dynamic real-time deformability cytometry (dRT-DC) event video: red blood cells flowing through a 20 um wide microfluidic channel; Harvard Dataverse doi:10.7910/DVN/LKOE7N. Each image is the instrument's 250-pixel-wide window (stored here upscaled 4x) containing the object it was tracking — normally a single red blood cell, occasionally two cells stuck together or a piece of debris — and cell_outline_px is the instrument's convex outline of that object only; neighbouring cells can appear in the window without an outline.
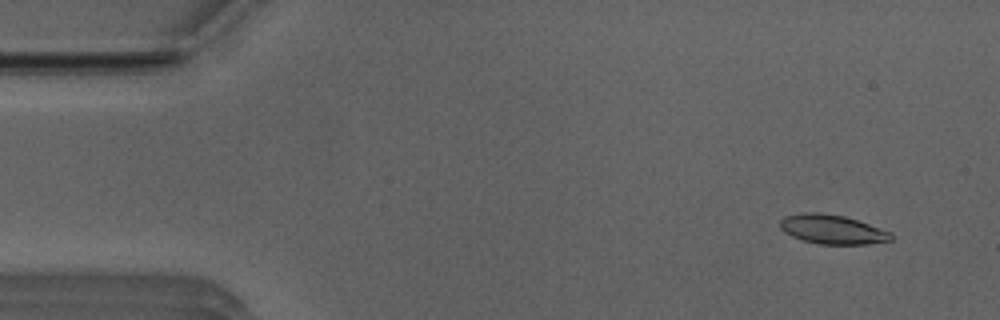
{"species": "Egyptian fruit bat (a non-hibernating species)", "species_latin": "Rousettus aegyptiacus", "temperature_condition": "room temperature", "stored_images_in_passage": 52, "camera_frame_rate_fps": 3000, "um_per_image_px": 0.085, "animal": {"sex": "male"}, "frame": {"image": 1, "passage_image": 4, "time_ms": 1.0, "image_size_px": [1000, 320], "cell_outline_px": [[892, 240], [868, 244], [816, 244], [800, 240], [784, 232], [780, 228], [780, 220], [784, 216], [804, 212], [820, 212], [844, 216], [892, 232]], "centroid_in_image_um": [70.71, 19.5], "position_along_channel_um": 14.3, "area_um2": 19.02}}
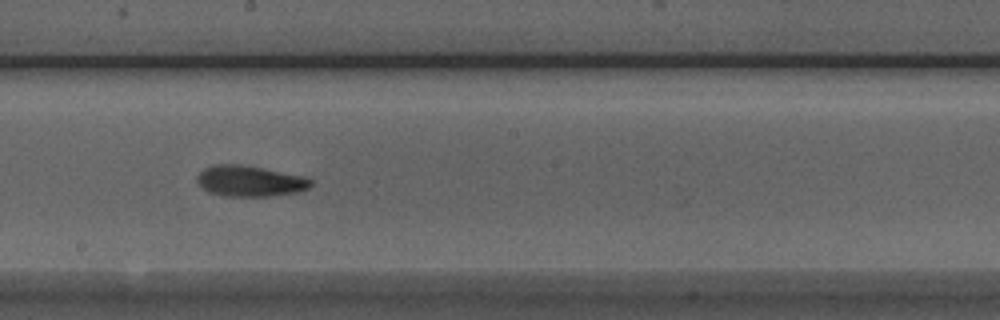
{"frame": {"image": 2, "passage_image": 28, "time_ms": 9.0, "image_size_px": [1000, 320], "cell_outline_px": [[312, 184], [308, 188], [296, 192], [268, 196], [220, 196], [208, 192], [196, 180], [196, 176], [204, 168], [212, 164], [240, 164], [304, 176], [312, 180]], "centroid_in_image_um": [21.2, 15.38], "position_along_channel_um": 227.0, "area_um2": 20.4}}
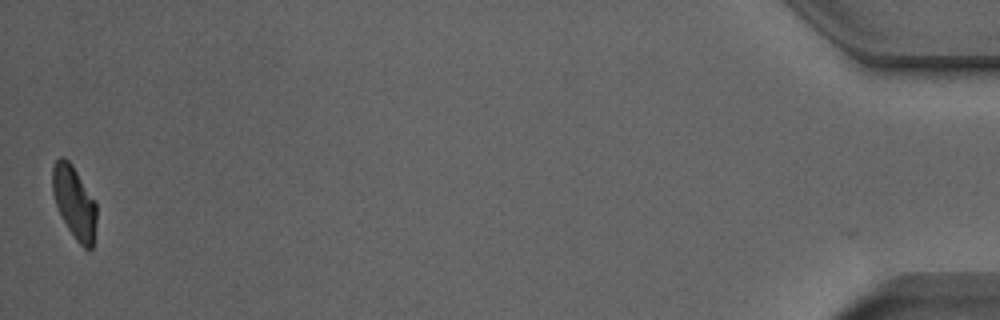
{"frame": {"image": 3, "passage_image": 51, "time_ms": 16.667, "image_size_px": [1000, 320], "cell_outline_px": [[96, 220], [92, 248], [88, 252], [76, 240], [68, 228], [56, 204], [52, 192], [52, 164], [60, 156], [64, 156], [72, 164], [96, 200]], "centroid_in_image_um": [6.32, 17.16], "position_along_channel_um": 428.9, "area_um2": 18.73}, "authors_computed_cell_mechanics": {"area_um2": 19.7676, "velocity_mm_per_s": 3.9655, "shape_relaxation_time_tau1_ms": 4.0987, "shape_relaxation_time_tau2_ms": 2.6795, "deformation_change_tau1": 0.1634, "deformation_change_tau2": 0.1106}}